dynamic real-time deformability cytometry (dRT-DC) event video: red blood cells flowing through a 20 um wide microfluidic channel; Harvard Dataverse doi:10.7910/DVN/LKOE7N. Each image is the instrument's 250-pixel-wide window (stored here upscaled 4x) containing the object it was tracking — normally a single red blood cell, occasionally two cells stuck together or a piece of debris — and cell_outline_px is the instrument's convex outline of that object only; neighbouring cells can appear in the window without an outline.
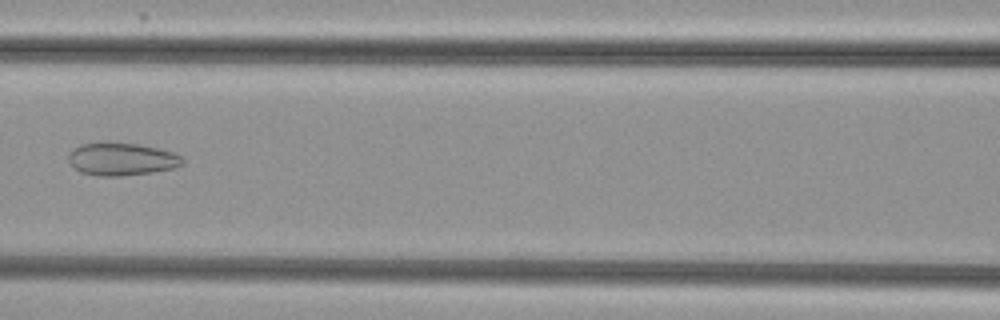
{"species": "common noctule bat (a hibernating species)", "species_latin": "Nyctalus noctula", "temperature_condition": "cold", "stored_images_in_passage": 7, "camera_frame_rate_fps": 3000, "um_per_image_px": 0.085, "animal": {"sex": "female", "body_mass_g": 29.2, "forearm_length_mm": 56.3}, "frame": {"image": 1, "passage_image": 7, "time_ms": 8.0, "image_size_px": [1000, 320], "cell_outline_px": [[184, 164], [176, 168], [152, 172], [120, 176], [96, 176], [80, 172], [68, 160], [68, 156], [72, 148], [80, 144], [100, 140], [108, 140], [140, 144], [160, 148], [172, 152], [180, 156], [184, 160]], "centroid_in_image_um": [10.32, 13.48], "position_along_channel_um": 156.3, "area_um2": 22.48}}